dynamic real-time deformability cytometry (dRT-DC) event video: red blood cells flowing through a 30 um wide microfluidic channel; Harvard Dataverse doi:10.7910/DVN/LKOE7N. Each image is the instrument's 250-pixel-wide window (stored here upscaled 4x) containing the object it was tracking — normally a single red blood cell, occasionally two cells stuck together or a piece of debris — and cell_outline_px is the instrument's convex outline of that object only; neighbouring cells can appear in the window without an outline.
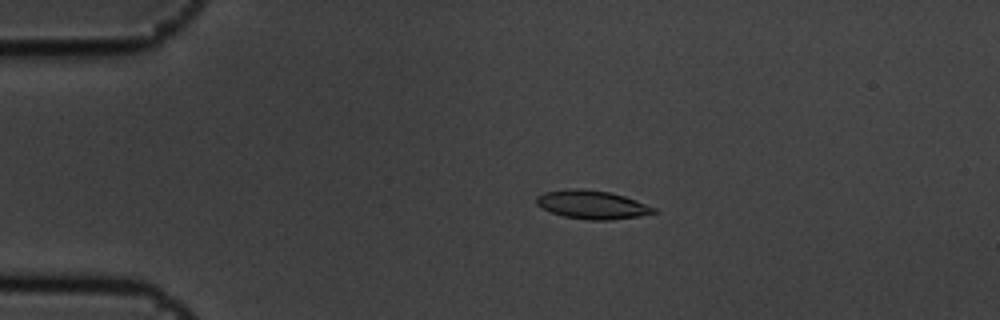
{"species": "common noctule bat (a hibernating species)", "species_latin": "Nyctalus noctula", "temperature_condition": "cold", "stored_images_in_passage": 7, "camera_frame_rate_fps": 3000, "um_per_image_px": 0.085, "animal": {"sex": "male", "body_mass_g": 19.5, "forearm_length_mm": 54.6}, "frame": {"image": 1, "passage_image": 4, "time_ms": 1.0, "image_size_px": [1000, 320], "cell_outline_px": [[656, 212], [636, 216], [608, 220], [588, 220], [564, 216], [552, 212], [536, 204], [536, 196], [544, 192], [568, 188], [580, 188], [608, 192], [624, 196], [636, 200], [656, 208]], "centroid_in_image_um": [50.29, 17.38], "position_along_channel_um": 34.7, "area_um2": 19.25}}
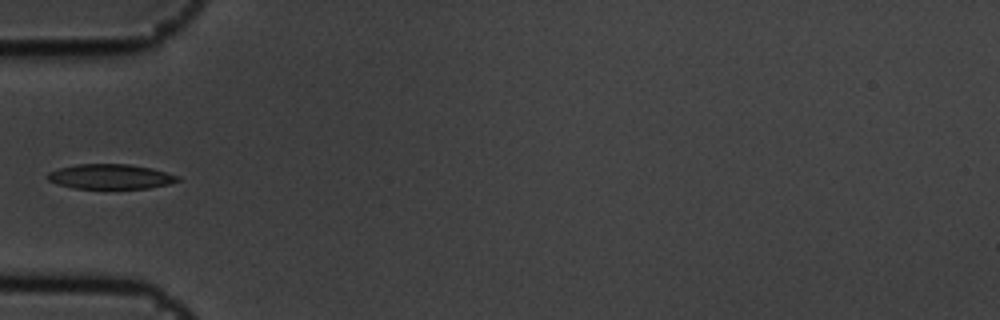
{"frame": {"image": 2, "passage_image": 6, "time_ms": 1.667, "image_size_px": [1000, 320], "cell_outline_px": [[180, 180], [168, 184], [148, 188], [76, 188], [56, 184], [48, 180], [44, 176], [48, 172], [60, 168], [76, 164], [128, 164], [152, 168], [180, 176]], "centroid_in_image_um": [9.36, 15.0], "position_along_channel_um": 75.6, "area_um2": 18.84}}
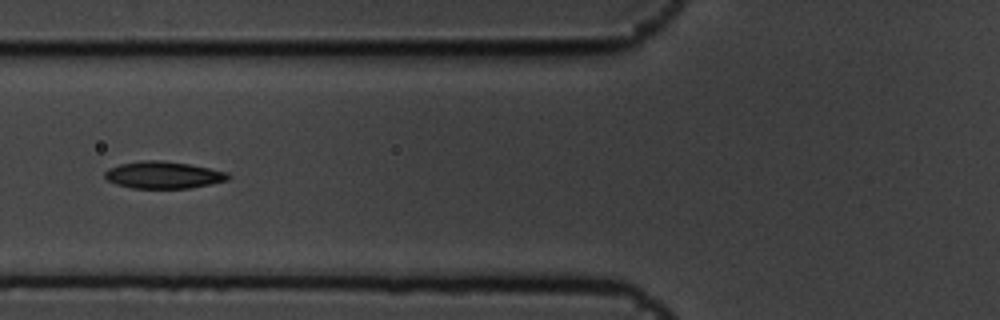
{"frame": {"image": 3, "passage_image": 7, "time_ms": 2.0, "image_size_px": [1000, 320], "cell_outline_px": [[232, 176], [228, 180], [192, 188], [132, 188], [116, 184], [108, 180], [104, 176], [104, 172], [108, 168], [120, 164], [144, 160], [160, 160], [188, 164], [228, 172]], "centroid_in_image_um": [13.89, 14.87], "position_along_channel_um": 111.9, "area_um2": 19.42}}